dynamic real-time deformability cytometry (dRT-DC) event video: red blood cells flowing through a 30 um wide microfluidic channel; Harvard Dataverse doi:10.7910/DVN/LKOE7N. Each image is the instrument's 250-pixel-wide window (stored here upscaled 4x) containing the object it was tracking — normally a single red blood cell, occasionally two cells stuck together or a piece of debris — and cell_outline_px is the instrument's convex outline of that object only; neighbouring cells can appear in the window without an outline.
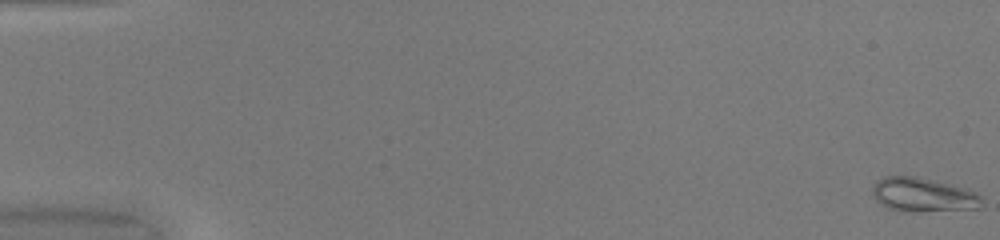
{"species": "common noctule bat (a hibernating species)", "species_latin": "Nyctalus noctula", "temperature_condition": "warm", "stored_images_in_passage": 52, "camera_frame_rate_fps": 3000, "um_per_image_px": 0.085, "animal": {"sex": "female", "body_mass_g": 20.0, "forearm_length_mm": 54.0}, "frame": {"image": 1, "passage_image": 1, "time_ms": 0.0, "image_size_px": [1000, 240], "cell_outline_px": [[984, 208], [904, 212], [900, 212], [888, 208], [880, 204], [876, 200], [872, 192], [872, 184], [876, 180], [884, 176], [916, 176], [968, 188], [976, 192], [984, 200]], "centroid_in_image_um": [78.48, 16.56], "position_along_channel_um": 6.5, "area_um2": 22.2}}
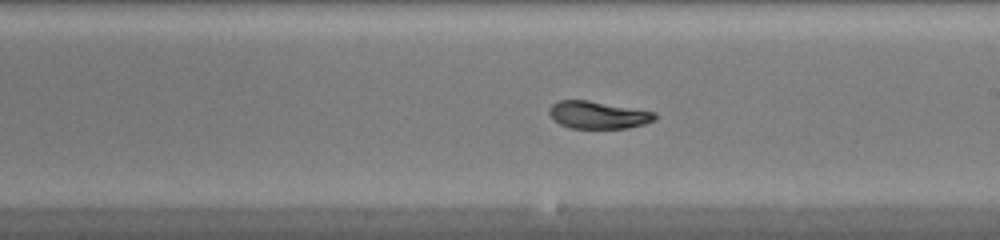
{"frame": {"image": 2, "passage_image": 31, "time_ms": 10.0, "image_size_px": [1000, 240], "cell_outline_px": [[656, 120], [644, 124], [628, 128], [568, 128], [552, 120], [548, 112], [548, 108], [552, 104], [560, 100], [588, 100], [656, 112]], "centroid_in_image_um": [50.81, 9.77], "position_along_channel_um": 238.2, "area_um2": 17.05}}
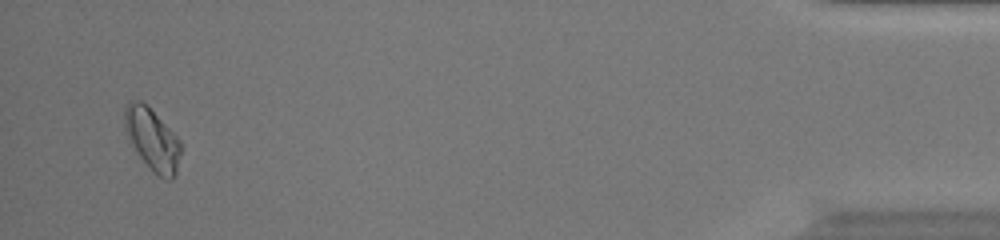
{"frame": {"image": 3, "passage_image": 50, "time_ms": 16.333, "image_size_px": [1000, 240], "cell_outline_px": [[180, 152], [176, 172], [172, 180], [168, 180], [152, 172], [140, 156], [132, 144], [124, 128], [124, 104], [128, 100], [140, 100], [148, 104], [180, 140]], "centroid_in_image_um": [12.92, 11.79], "position_along_channel_um": 422.3, "area_um2": 20.35}, "authors_computed_cell_mechanics": {"area_um2": 18.3804, "velocity_mm_per_s": 4.1068, "shape_relaxation_time_tau1_ms": 3.6485, "shape_relaxation_time_tau2_ms": 1.2046, "deformation_change_tau1": 0.1443, "deformation_change_tau2": 0.0324}}